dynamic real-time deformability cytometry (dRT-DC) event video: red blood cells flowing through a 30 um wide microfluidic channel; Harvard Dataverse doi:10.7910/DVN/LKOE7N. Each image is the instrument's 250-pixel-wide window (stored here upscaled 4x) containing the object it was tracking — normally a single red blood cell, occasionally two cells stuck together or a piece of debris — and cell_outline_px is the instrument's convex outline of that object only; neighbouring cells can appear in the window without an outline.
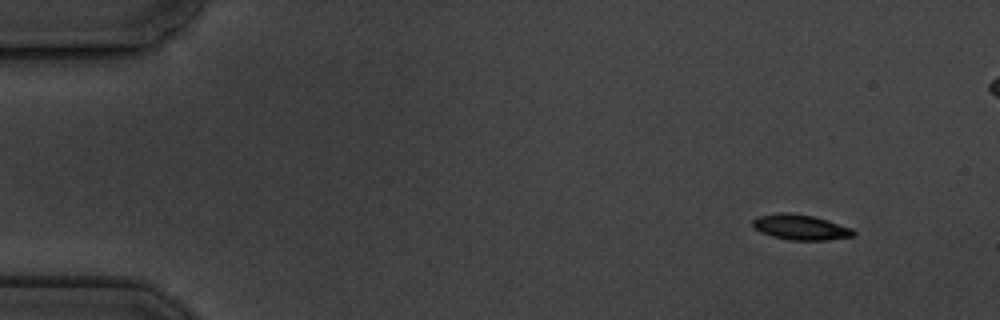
{"species": "common noctule bat (a hibernating species)", "species_latin": "Nyctalus noctula", "temperature_condition": "cold", "stored_images_in_passage": 10, "camera_frame_rate_fps": 3000, "um_per_image_px": 0.085, "animal": {"sex": "male", "body_mass_g": 19.5, "forearm_length_mm": 54.6}, "frame": {"image": 1, "passage_image": 1, "time_ms": 0.0, "image_size_px": [1000, 320], "cell_outline_px": [[856, 236], [828, 240], [788, 240], [772, 236], [760, 232], [752, 228], [752, 220], [756, 216], [780, 212], [788, 212], [812, 216], [828, 220], [852, 228], [856, 232]], "centroid_in_image_um": [68.03, 19.31], "position_along_channel_um": 17.0, "area_um2": 15.14}}
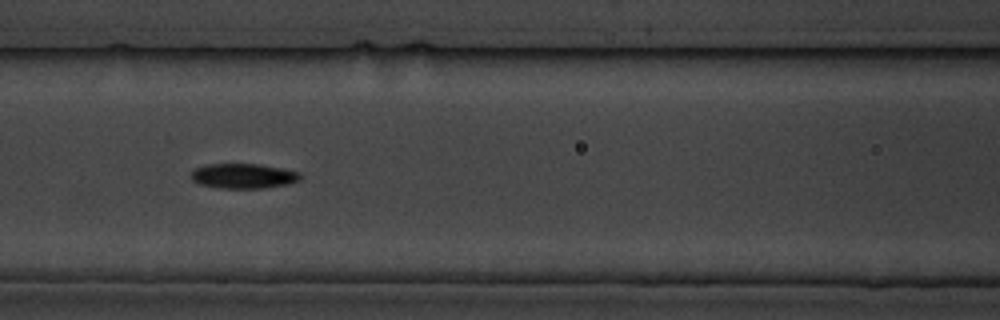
{"frame": {"image": 2, "passage_image": 7, "time_ms": 6.667, "image_size_px": [1000, 320], "cell_outline_px": [[300, 180], [288, 184], [264, 188], [216, 188], [200, 184], [192, 180], [188, 176], [196, 168], [208, 164], [256, 164], [280, 168], [300, 172]], "centroid_in_image_um": [20.65, 14.96], "position_along_channel_um": 145.9, "area_um2": 15.84}}
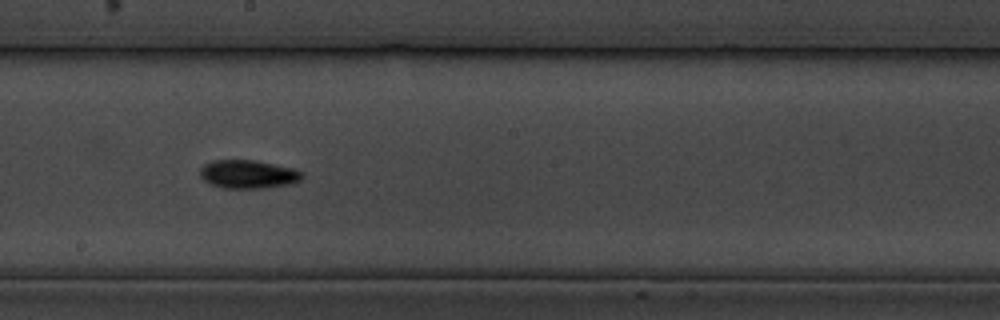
{"frame": {"image": 3, "passage_image": 9, "time_ms": 9.0, "image_size_px": [1000, 320], "cell_outline_px": [[304, 176], [300, 180], [288, 184], [264, 188], [224, 188], [212, 184], [204, 180], [200, 176], [200, 168], [204, 164], [212, 160], [256, 160], [296, 168], [304, 172]], "centroid_in_image_um": [21.12, 14.79], "position_along_channel_um": 227.1, "area_um2": 17.05}}